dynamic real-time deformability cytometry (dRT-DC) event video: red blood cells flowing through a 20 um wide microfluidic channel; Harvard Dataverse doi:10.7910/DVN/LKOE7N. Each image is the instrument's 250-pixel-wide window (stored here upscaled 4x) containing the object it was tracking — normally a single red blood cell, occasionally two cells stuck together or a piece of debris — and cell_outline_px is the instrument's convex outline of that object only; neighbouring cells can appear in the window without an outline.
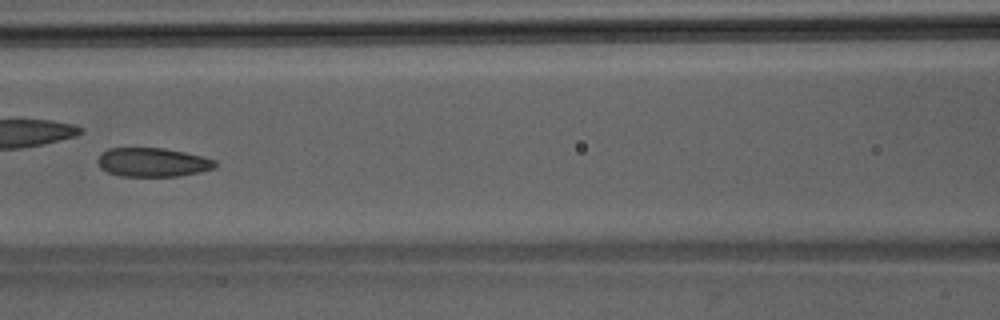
{"species": "Egyptian fruit bat (a non-hibernating species)", "species_latin": "Rousettus aegyptiacus", "temperature_condition": "room temperature", "stored_images_in_passage": 14, "camera_frame_rate_fps": 3000, "um_per_image_px": 0.085, "animal": {"sex": "male"}, "frame": {"image": 1, "passage_image": 10, "time_ms": 3.0, "image_size_px": [1000, 320], "cell_outline_px": [[216, 168], [200, 172], [176, 176], [120, 176], [108, 172], [100, 168], [96, 160], [108, 148], [164, 148], [184, 152], [216, 160]], "centroid_in_image_um": [12.97, 13.8], "position_along_channel_um": 153.6, "area_um2": 19.71}}